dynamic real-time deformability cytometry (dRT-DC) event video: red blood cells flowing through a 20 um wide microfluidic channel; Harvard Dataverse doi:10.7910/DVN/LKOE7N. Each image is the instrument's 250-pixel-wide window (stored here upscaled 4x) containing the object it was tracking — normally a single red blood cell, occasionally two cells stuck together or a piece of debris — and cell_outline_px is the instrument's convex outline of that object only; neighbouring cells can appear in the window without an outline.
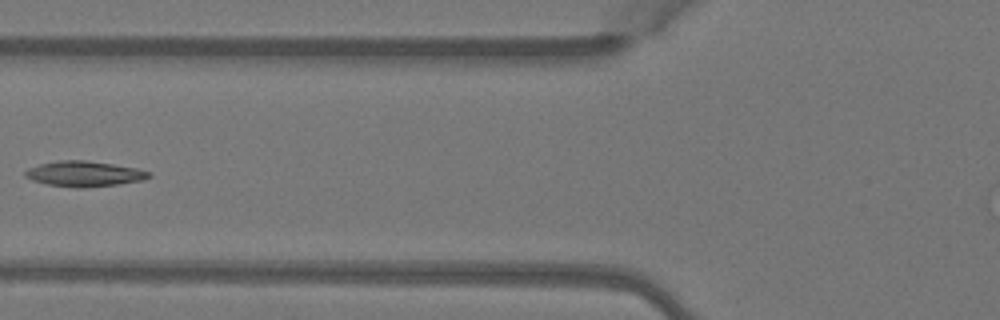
{"species": "Egyptian fruit bat (a non-hibernating species)", "species_latin": "Rousettus aegyptiacus", "temperature_condition": "warm", "stored_images_in_passage": 6, "camera_frame_rate_fps": 3000, "um_per_image_px": 0.085, "animal": {"sex": "female"}, "frame": {"image": 1, "passage_image": 5, "time_ms": 1.333, "image_size_px": [1000, 320], "cell_outline_px": [[152, 176], [144, 180], [116, 184], [84, 188], [76, 188], [48, 184], [32, 180], [24, 176], [24, 172], [28, 168], [40, 164], [60, 160], [88, 160], [136, 168], [152, 172]], "centroid_in_image_um": [7.17, 14.77], "position_along_channel_um": 118.6, "area_um2": 18.32}}
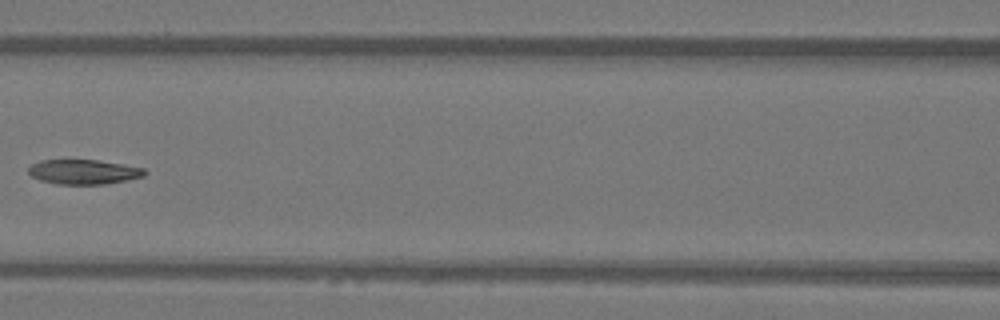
{"frame": {"image": 2, "passage_image": 6, "time_ms": 1.667, "image_size_px": [1000, 320], "cell_outline_px": [[148, 172], [144, 176], [104, 184], [56, 184], [40, 180], [32, 176], [28, 172], [28, 168], [32, 164], [40, 160], [96, 160], [124, 164], [144, 168]], "centroid_in_image_um": [7.1, 14.6], "position_along_channel_um": 159.5, "area_um2": 16.65}}